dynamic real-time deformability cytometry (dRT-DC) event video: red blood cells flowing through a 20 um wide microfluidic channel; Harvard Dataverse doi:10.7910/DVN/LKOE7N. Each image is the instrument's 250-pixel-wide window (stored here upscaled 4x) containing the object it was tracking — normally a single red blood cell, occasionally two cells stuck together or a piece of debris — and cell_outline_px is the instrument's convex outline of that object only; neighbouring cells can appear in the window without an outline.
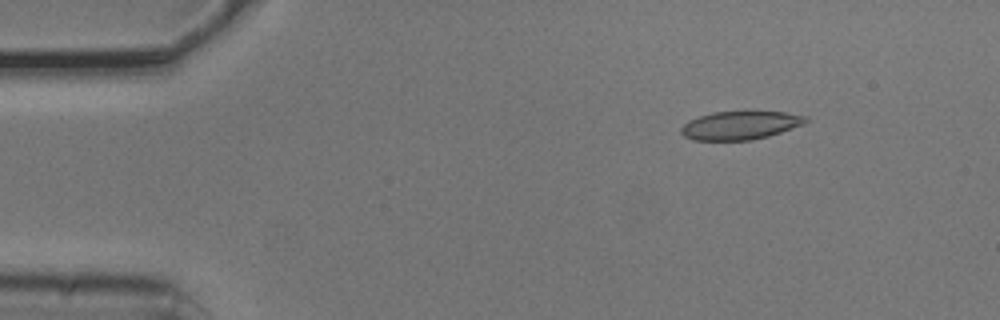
{"species": "common noctule bat (a hibernating species)", "species_latin": "Nyctalus noctula", "temperature_condition": "cold", "stored_images_in_passage": 4, "camera_frame_rate_fps": 3000, "um_per_image_px": 0.085, "animal": {"sex": "male", "body_mass_g": 20.5, "forearm_length_mm": 52.5}, "frame": {"image": 1, "passage_image": 2, "time_ms": 0.333, "image_size_px": [1000, 320], "cell_outline_px": [[808, 120], [804, 124], [768, 136], [752, 140], [692, 140], [684, 136], [680, 132], [680, 128], [688, 120], [712, 112], [784, 112], [808, 116]], "centroid_in_image_um": [62.9, 10.66], "position_along_channel_um": 22.1, "area_um2": 20.52}}